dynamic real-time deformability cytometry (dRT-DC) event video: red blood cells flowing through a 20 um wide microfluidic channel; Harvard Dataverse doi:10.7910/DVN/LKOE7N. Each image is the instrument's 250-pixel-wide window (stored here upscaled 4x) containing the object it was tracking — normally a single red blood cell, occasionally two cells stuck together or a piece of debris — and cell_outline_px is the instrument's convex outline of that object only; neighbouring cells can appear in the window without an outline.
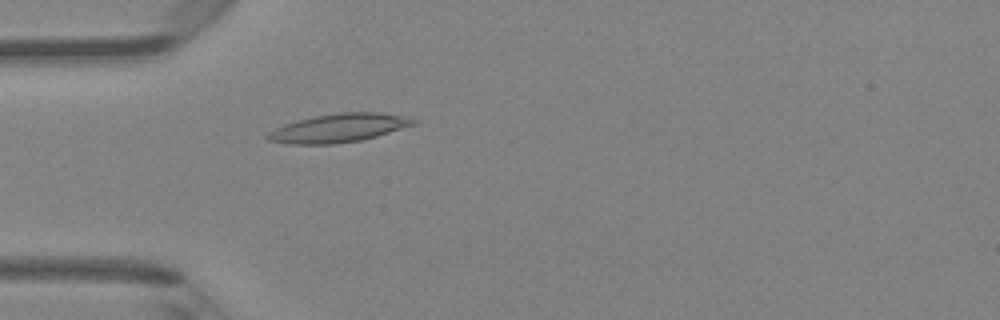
{"species": "Egyptian fruit bat (a non-hibernating species)", "species_latin": "Rousettus aegyptiacus", "temperature_condition": "room temperature", "stored_images_in_passage": 47, "camera_frame_rate_fps": 3000, "um_per_image_px": 0.085, "animal": {"sex": "female"}, "frame": {"image": 1, "passage_image": 14, "time_ms": 4.333, "image_size_px": [1000, 320], "cell_outline_px": [[420, 120], [416, 124], [376, 136], [360, 140], [336, 144], [288, 144], [268, 140], [264, 136], [268, 132], [284, 124], [316, 116], [340, 112], [380, 112], [408, 116]], "centroid_in_image_um": [28.83, 10.88], "position_along_channel_um": 56.2, "area_um2": 24.28}}
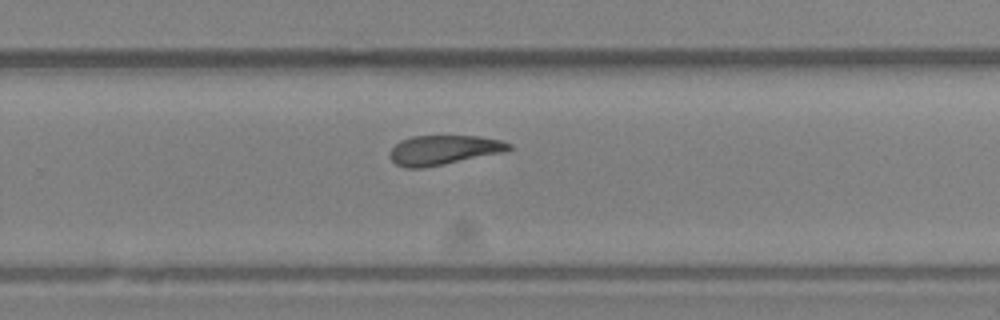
{"frame": {"image": 2, "passage_image": 31, "time_ms": 10.0, "image_size_px": [1000, 320], "cell_outline_px": [[512, 148], [508, 152], [424, 168], [404, 168], [396, 164], [388, 156], [392, 148], [400, 140], [412, 136], [480, 136], [500, 140], [512, 144]], "centroid_in_image_um": [37.74, 12.76], "position_along_channel_um": 292.1, "area_um2": 20.81}}
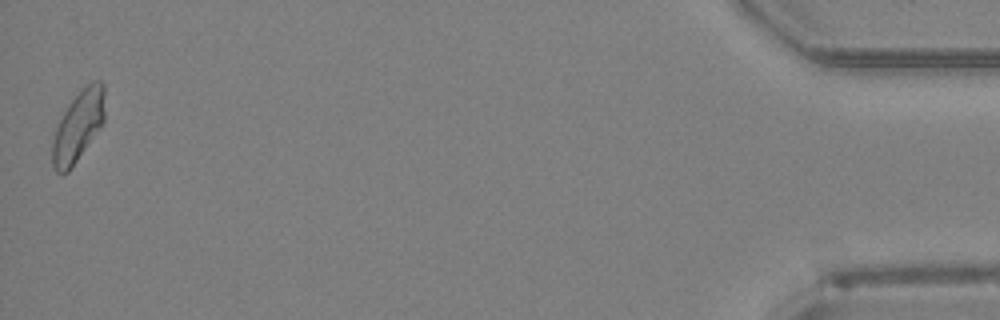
{"frame": {"image": 3, "passage_image": 47, "time_ms": 15.333, "image_size_px": [1000, 320], "cell_outline_px": [[104, 120], [68, 172], [60, 176], [52, 168], [52, 140], [56, 128], [68, 104], [92, 80], [104, 80]], "centroid_in_image_um": [6.62, 10.73], "position_along_channel_um": 428.6, "area_um2": 21.15}, "authors_computed_cell_mechanics": {"area_um2": 21.386, "velocity_mm_per_s": 4.2786, "shape_relaxation_time_tau1_ms": null, "shape_relaxation_time_tau2_ms": 5.9097, "deformation_change_tau1": null, "deformation_change_tau2": 0.1683}}